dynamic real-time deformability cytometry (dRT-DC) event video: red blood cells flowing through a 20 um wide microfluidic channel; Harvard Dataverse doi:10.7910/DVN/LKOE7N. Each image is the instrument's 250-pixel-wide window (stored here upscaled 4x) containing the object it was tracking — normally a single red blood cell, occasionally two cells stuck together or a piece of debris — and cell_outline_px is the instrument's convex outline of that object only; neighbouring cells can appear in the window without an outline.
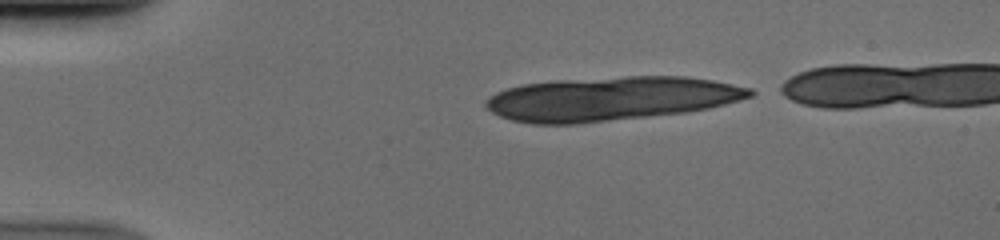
{"species": "human", "species_latin": "Homo sapiens", "temperature_condition": "cold", "stored_images_in_passage": 10, "camera_frame_rate_fps": 3000, "um_per_image_px": 0.085, "donor": {"sex": "male"}, "frame": {"image": 1, "passage_image": 1, "time_ms": 0.0, "image_size_px": [1000, 240], "cell_outline_px": [[756, 92], [752, 96], [740, 100], [708, 108], [688, 112], [576, 124], [532, 124], [512, 120], [500, 116], [492, 112], [484, 104], [484, 100], [488, 96], [496, 92], [520, 84], [556, 80], [624, 76], [688, 76], [712, 80], [752, 88]], "centroid_in_image_um": [51.91, 8.38], "position_along_channel_um": 33.1, "area_um2": 68.03}}